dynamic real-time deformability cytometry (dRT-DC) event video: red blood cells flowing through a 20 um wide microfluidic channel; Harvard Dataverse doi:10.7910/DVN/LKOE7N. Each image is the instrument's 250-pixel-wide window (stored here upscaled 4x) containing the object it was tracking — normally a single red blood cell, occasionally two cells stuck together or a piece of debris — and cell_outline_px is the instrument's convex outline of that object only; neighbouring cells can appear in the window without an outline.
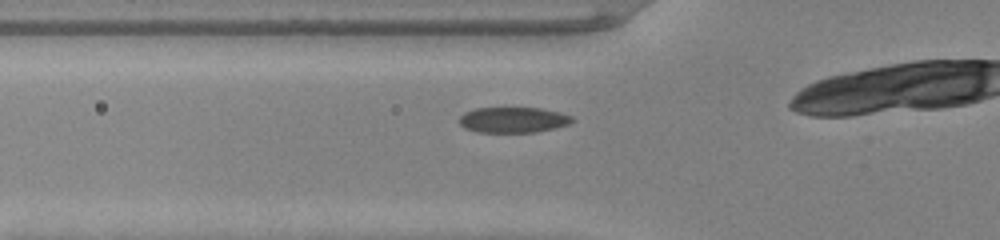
{"species": "common noctule bat (a hibernating species)", "species_latin": "Nyctalus noctula", "temperature_condition": "warm", "stored_images_in_passage": 31, "camera_frame_rate_fps": 3000, "um_per_image_px": 0.085, "animal": {"sex": "male", "body_mass_g": 20.0, "forearm_length_mm": 53.3}, "frame": {"image": 1, "passage_image": 8, "time_ms": 2.333, "image_size_px": [1000, 240], "cell_outline_px": [[572, 120], [568, 124], [556, 128], [536, 132], [476, 132], [464, 128], [460, 124], [460, 116], [464, 112], [476, 108], [540, 108], [560, 112], [572, 116]], "centroid_in_image_um": [43.6, 10.19], "position_along_channel_um": 82.2, "area_um2": 16.82}}
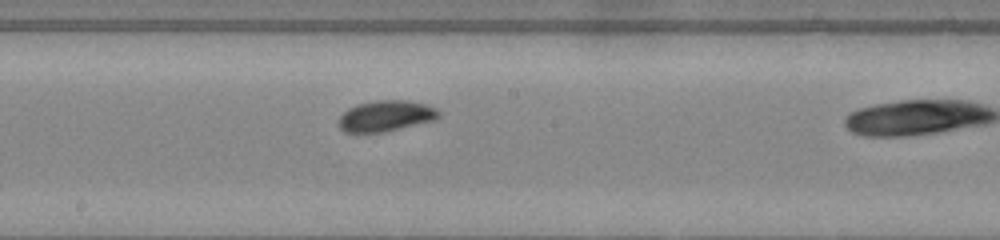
{"frame": {"image": 2, "passage_image": 18, "time_ms": 5.667, "image_size_px": [1000, 240], "cell_outline_px": [[440, 116], [436, 120], [384, 132], [344, 132], [336, 124], [340, 116], [348, 108], [356, 104], [380, 100], [408, 100], [424, 104], [436, 108], [440, 112]], "centroid_in_image_um": [32.79, 9.86], "position_along_channel_um": 215.4, "area_um2": 18.15}}
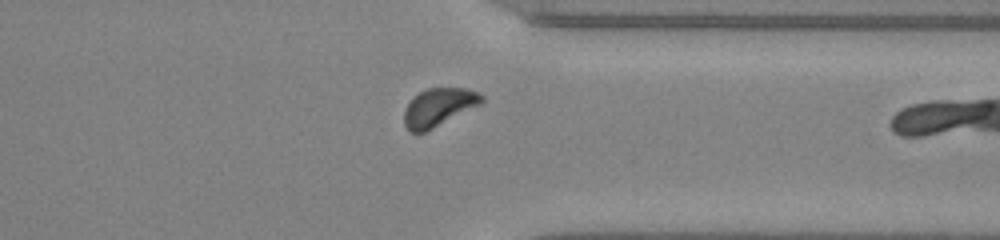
{"frame": {"image": 3, "passage_image": 30, "time_ms": 9.667, "image_size_px": [1000, 240], "cell_outline_px": [[484, 104], [424, 132], [408, 132], [404, 124], [404, 112], [412, 96], [428, 88], [464, 88], [480, 92], [484, 96]], "centroid_in_image_um": [37.33, 9.11], "position_along_channel_um": 374.1, "area_um2": 17.46}}